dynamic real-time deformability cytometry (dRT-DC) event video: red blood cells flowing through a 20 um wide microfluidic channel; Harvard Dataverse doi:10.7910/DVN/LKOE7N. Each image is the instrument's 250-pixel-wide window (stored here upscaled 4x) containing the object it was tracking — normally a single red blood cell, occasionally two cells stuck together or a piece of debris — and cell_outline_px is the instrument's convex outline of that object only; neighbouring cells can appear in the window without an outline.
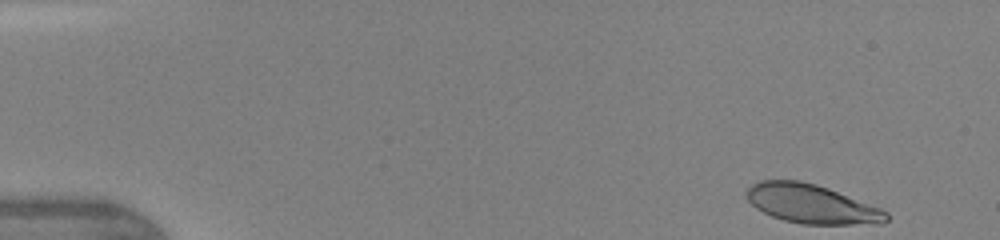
{"species": "human", "species_latin": "Homo sapiens", "temperature_condition": "warm", "stored_images_in_passage": 44, "camera_frame_rate_fps": 3000, "um_per_image_px": 0.085, "donor": {"sex": "female"}, "frame": {"image": 1, "passage_image": 1, "time_ms": 0.0, "image_size_px": [1000, 240], "cell_outline_px": [[888, 220], [884, 224], [800, 224], [784, 220], [772, 216], [756, 208], [748, 200], [748, 188], [752, 184], [760, 180], [800, 180], [816, 184], [828, 188], [880, 208], [888, 212]], "centroid_in_image_um": [69.0, 17.34], "position_along_channel_um": 16.0, "area_um2": 31.62}}
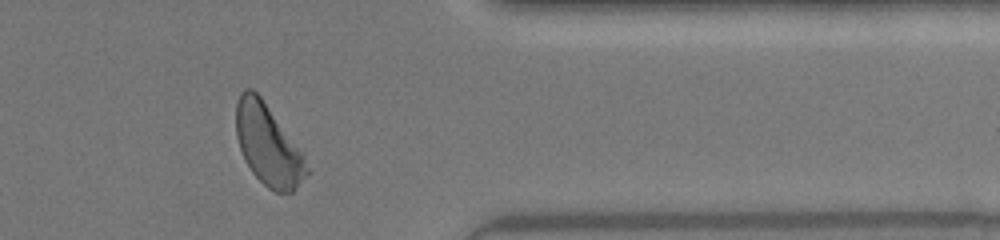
{"frame": {"image": 2, "passage_image": 36, "time_ms": 11.667, "image_size_px": [1000, 240], "cell_outline_px": [[312, 172], [292, 192], [276, 192], [268, 188], [252, 172], [244, 160], [236, 136], [236, 104], [240, 92], [244, 88], [252, 88], [260, 96], [304, 156]], "centroid_in_image_um": [22.79, 12.34], "position_along_channel_um": 388.6, "area_um2": 33.06}}
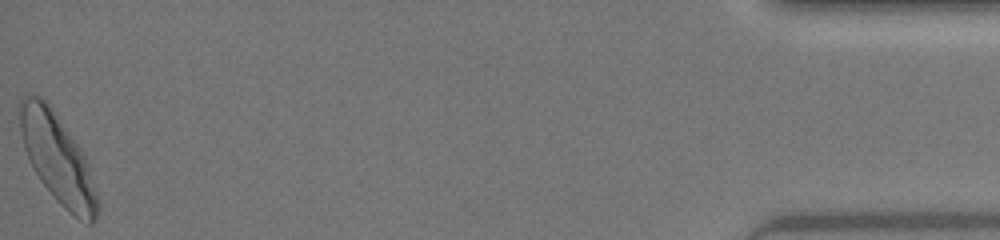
{"frame": {"image": 3, "passage_image": 44, "time_ms": 14.333, "image_size_px": [1000, 240], "cell_outline_px": [[100, 208], [96, 220], [92, 224], [88, 224], [80, 220], [64, 208], [56, 200], [40, 180], [24, 148], [20, 132], [16, 108], [20, 96], [24, 92], [28, 92], [40, 96], [48, 104], [80, 148], [88, 164], [100, 204]], "centroid_in_image_um": [4.86, 13.45], "position_along_channel_um": 430.3, "area_um2": 40.52}, "authors_computed_cell_mechanics": {"area_um2": 33.3217, "velocity_mm_per_s": 4.353, "shape_relaxation_time_tau1_ms": 1.9219, "shape_relaxation_time_tau2_ms": null, "deformation_change_tau1": 0.1574, "deformation_change_tau2": null}}